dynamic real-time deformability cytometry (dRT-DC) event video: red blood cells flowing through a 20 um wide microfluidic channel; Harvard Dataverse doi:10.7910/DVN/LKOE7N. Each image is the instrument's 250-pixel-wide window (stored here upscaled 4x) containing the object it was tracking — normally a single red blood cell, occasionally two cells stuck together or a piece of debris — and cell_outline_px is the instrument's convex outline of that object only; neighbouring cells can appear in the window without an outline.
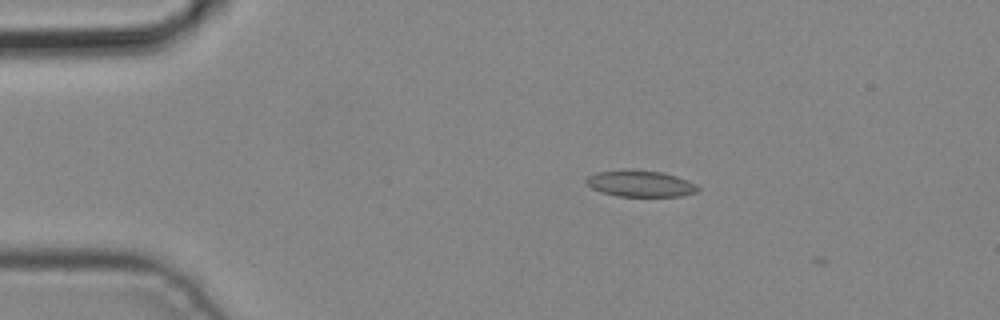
{"species": "common noctule bat (a hibernating species)", "species_latin": "Nyctalus noctula", "temperature_condition": "cold", "stored_images_in_passage": 2, "camera_frame_rate_fps": 3000, "um_per_image_px": 0.085, "animal": {"sex": "male", "body_mass_g": 19.2, "forearm_length_mm": 51.8}, "frame": {"image": 1, "passage_image": 1, "time_ms": 0.0, "image_size_px": [1000, 320], "cell_outline_px": [[700, 188], [696, 192], [680, 196], [620, 196], [600, 192], [592, 188], [584, 180], [588, 176], [596, 172], [624, 168], [632, 168], [660, 172], [676, 176], [688, 180], [696, 184]], "centroid_in_image_um": [54.4, 15.58], "position_along_channel_um": 30.6, "area_um2": 17.4}}